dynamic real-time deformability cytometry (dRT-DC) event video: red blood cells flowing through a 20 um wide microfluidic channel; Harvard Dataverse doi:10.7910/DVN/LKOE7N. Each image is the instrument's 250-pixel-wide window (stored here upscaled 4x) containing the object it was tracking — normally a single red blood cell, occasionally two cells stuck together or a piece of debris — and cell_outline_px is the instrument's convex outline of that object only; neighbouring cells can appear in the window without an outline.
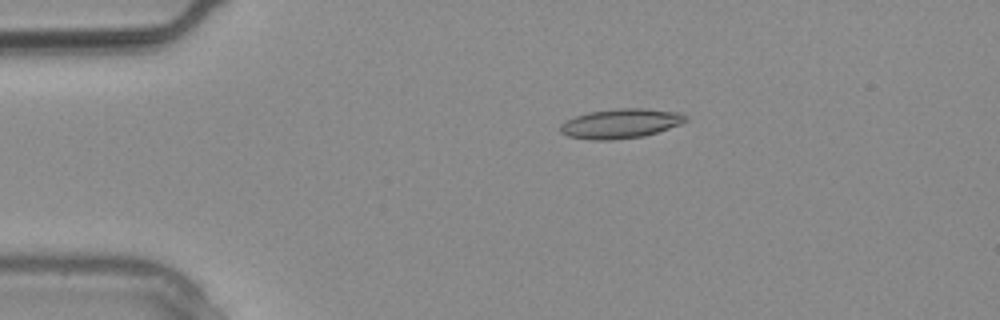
{"species": "common noctule bat (a hibernating species)", "species_latin": "Nyctalus noctula", "temperature_condition": "warm", "stored_images_in_passage": 2, "camera_frame_rate_fps": 3000, "um_per_image_px": 0.085, "animal": {"sex": "male", "body_mass_g": 20.4}, "frame": {"image": 1, "passage_image": 2, "time_ms": 0.333, "image_size_px": [1000, 320], "cell_outline_px": [[688, 120], [680, 124], [644, 136], [612, 140], [592, 140], [568, 136], [560, 132], [560, 124], [564, 120], [588, 112], [616, 108], [644, 108], [680, 112], [688, 116]], "centroid_in_image_um": [52.74, 10.49], "position_along_channel_um": 32.3, "area_um2": 21.73}}